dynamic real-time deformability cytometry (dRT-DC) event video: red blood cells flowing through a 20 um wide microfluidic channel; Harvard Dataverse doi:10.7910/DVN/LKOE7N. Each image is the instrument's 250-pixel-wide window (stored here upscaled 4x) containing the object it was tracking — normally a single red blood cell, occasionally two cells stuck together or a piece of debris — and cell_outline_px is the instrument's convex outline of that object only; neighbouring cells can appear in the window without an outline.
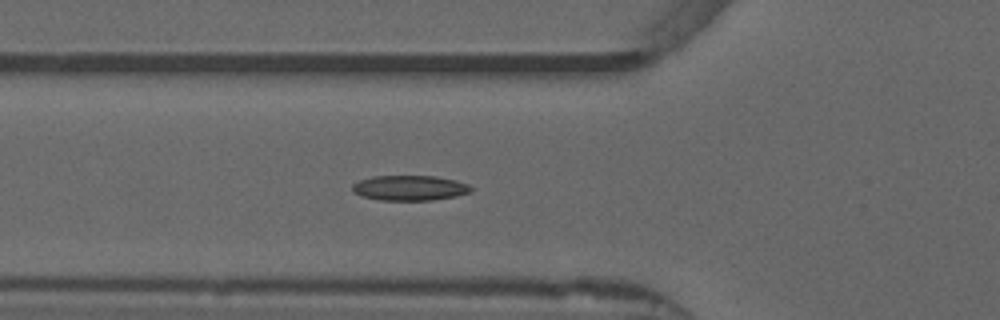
{"species": "common noctule bat (a hibernating species)", "species_latin": "Nyctalus noctula", "temperature_condition": "warm", "stored_images_in_passage": 23, "camera_frame_rate_fps": 3000, "um_per_image_px": 0.085, "animal": {"sex": "male", "forearm_length_mm": 52.5}, "frame": {"image": 1, "passage_image": 16, "time_ms": 5.0, "image_size_px": [1000, 320], "cell_outline_px": [[472, 192], [456, 196], [432, 200], [380, 200], [364, 196], [352, 192], [352, 184], [360, 180], [372, 176], [436, 176], [456, 180], [468, 184], [472, 188]], "centroid_in_image_um": [34.84, 15.97], "position_along_channel_um": 91.0, "area_um2": 17.4}}
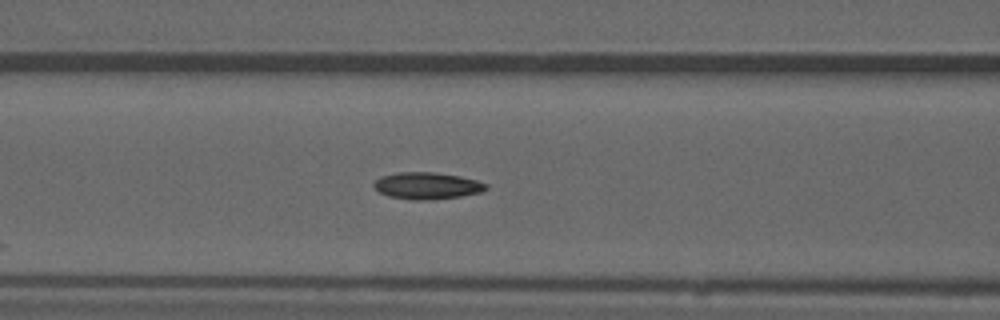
{"frame": {"image": 2, "passage_image": 19, "time_ms": 6.0, "image_size_px": [1000, 320], "cell_outline_px": [[488, 188], [480, 192], [460, 196], [432, 200], [412, 200], [388, 196], [380, 192], [372, 184], [380, 176], [400, 172], [432, 172], [460, 176], [476, 180], [488, 184]], "centroid_in_image_um": [36.29, 15.79], "position_along_channel_um": 130.3, "area_um2": 17.51}}